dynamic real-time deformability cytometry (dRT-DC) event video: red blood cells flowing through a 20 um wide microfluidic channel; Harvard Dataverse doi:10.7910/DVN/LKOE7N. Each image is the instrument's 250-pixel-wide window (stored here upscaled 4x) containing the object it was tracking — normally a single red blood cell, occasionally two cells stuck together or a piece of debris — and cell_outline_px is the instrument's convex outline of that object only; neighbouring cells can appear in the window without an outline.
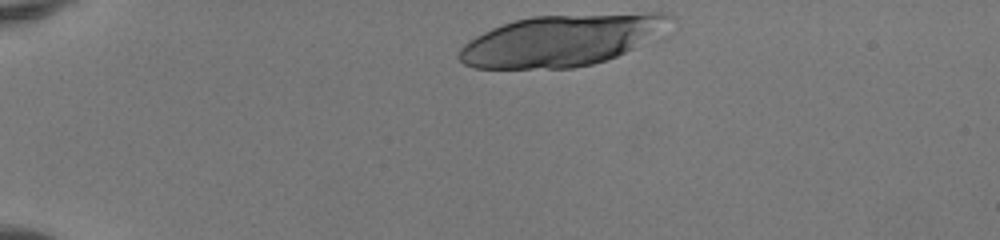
{"species": "human", "species_latin": "Homo sapiens", "temperature_condition": "room temperature", "stored_images_in_passage": 36, "camera_frame_rate_fps": 3000, "um_per_image_px": 0.085, "donor": {"sex": "female"}, "frame": {"image": 1, "passage_image": 1, "time_ms": 0.0, "image_size_px": [1000, 240], "cell_outline_px": [[676, 16], [664, 40], [592, 64], [572, 68], [472, 68], [464, 64], [460, 60], [460, 48], [464, 44], [476, 36], [492, 28], [516, 20], [532, 16], [648, 12], [668, 12]], "centroid_in_image_um": [48.0, 3.4], "position_along_channel_um": 37.0, "area_um2": 64.74}}
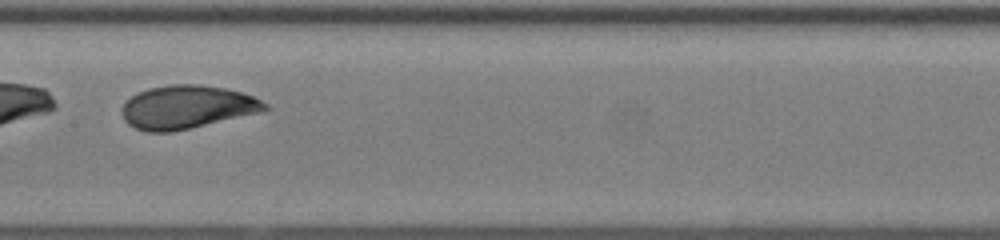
{"frame": {"image": 2, "passage_image": 18, "time_ms": 5.667, "image_size_px": [1000, 240], "cell_outline_px": [[268, 108], [264, 112], [172, 132], [148, 132], [136, 128], [128, 124], [124, 120], [120, 108], [132, 96], [148, 88], [172, 84], [200, 84], [224, 88], [240, 92], [252, 96], [268, 104]], "centroid_in_image_um": [15.9, 9.11], "position_along_channel_um": 191.5, "area_um2": 36.13}}
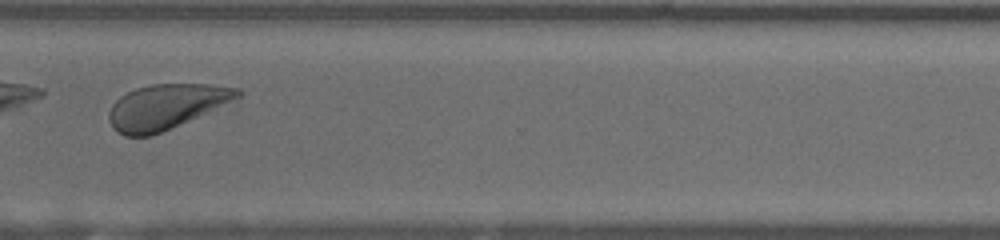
{"frame": {"image": 3, "passage_image": 30, "time_ms": 9.667, "image_size_px": [1000, 240], "cell_outline_px": [[244, 92], [240, 96], [152, 136], [124, 136], [116, 132], [112, 128], [108, 120], [108, 112], [112, 104], [120, 96], [136, 88], [152, 84], [208, 84], [240, 88]], "centroid_in_image_um": [14.03, 9.06], "position_along_channel_um": 356.6, "area_um2": 33.12}, "authors_computed_cell_mechanics": {"area_um2": 35.6337, "velocity_mm_per_s": 4.1248, "shape_relaxation_time_tau1_ms": 1.9752, "shape_relaxation_time_tau2_ms": null, "deformation_change_tau1": 0.1188, "deformation_change_tau2": null}}